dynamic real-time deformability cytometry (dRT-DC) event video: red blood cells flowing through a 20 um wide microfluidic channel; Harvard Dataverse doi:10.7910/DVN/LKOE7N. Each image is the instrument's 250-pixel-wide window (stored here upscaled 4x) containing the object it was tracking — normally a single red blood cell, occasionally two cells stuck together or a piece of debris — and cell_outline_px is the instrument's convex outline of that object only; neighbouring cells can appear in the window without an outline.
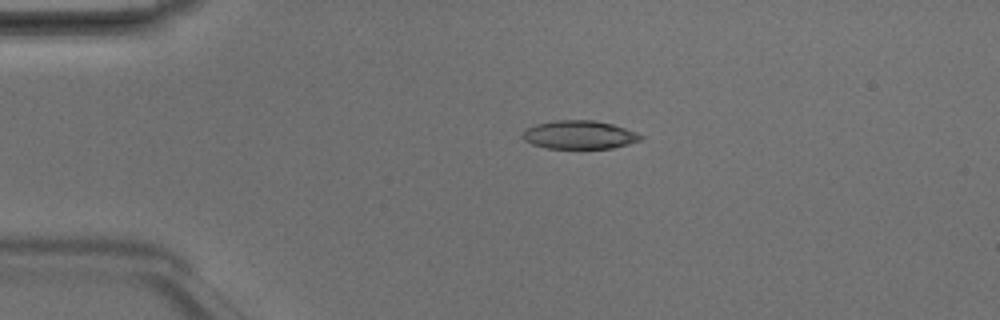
{"species": "Egyptian fruit bat (a non-hibernating species)", "species_latin": "Rousettus aegyptiacus", "temperature_condition": "room temperature", "stored_images_in_passage": 2, "camera_frame_rate_fps": 3000, "um_per_image_px": 0.085, "animal": {"sex": "male"}, "frame": {"image": 1, "passage_image": 1, "time_ms": 0.0, "image_size_px": [1000, 320], "cell_outline_px": [[644, 136], [640, 140], [628, 144], [612, 148], [544, 148], [532, 144], [524, 140], [520, 136], [528, 128], [536, 124], [556, 120], [592, 120], [612, 124], [636, 132]], "centroid_in_image_um": [49.23, 11.46], "position_along_channel_um": 35.8, "area_um2": 19.42}}